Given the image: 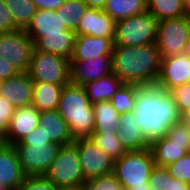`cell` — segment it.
<instances>
[{
  "label": "cell",
  "instance_id": "6da1fadb",
  "mask_svg": "<svg viewBox=\"0 0 190 190\" xmlns=\"http://www.w3.org/2000/svg\"><path fill=\"white\" fill-rule=\"evenodd\" d=\"M134 113L137 115L140 131L149 145L166 136L169 128L181 121V115L170 93L155 85L139 88Z\"/></svg>",
  "mask_w": 190,
  "mask_h": 190
},
{
  "label": "cell",
  "instance_id": "7a4b0ae2",
  "mask_svg": "<svg viewBox=\"0 0 190 190\" xmlns=\"http://www.w3.org/2000/svg\"><path fill=\"white\" fill-rule=\"evenodd\" d=\"M160 62L156 43L136 47L113 46L112 49V72L124 84L155 85Z\"/></svg>",
  "mask_w": 190,
  "mask_h": 190
},
{
  "label": "cell",
  "instance_id": "3957f363",
  "mask_svg": "<svg viewBox=\"0 0 190 190\" xmlns=\"http://www.w3.org/2000/svg\"><path fill=\"white\" fill-rule=\"evenodd\" d=\"M57 111L68 123L75 139L88 138L93 134L94 110L83 86L71 82L65 85L61 92Z\"/></svg>",
  "mask_w": 190,
  "mask_h": 190
},
{
  "label": "cell",
  "instance_id": "277c9868",
  "mask_svg": "<svg viewBox=\"0 0 190 190\" xmlns=\"http://www.w3.org/2000/svg\"><path fill=\"white\" fill-rule=\"evenodd\" d=\"M14 147L23 173L26 176H39L47 173L61 146L51 142L37 127Z\"/></svg>",
  "mask_w": 190,
  "mask_h": 190
},
{
  "label": "cell",
  "instance_id": "5b68a950",
  "mask_svg": "<svg viewBox=\"0 0 190 190\" xmlns=\"http://www.w3.org/2000/svg\"><path fill=\"white\" fill-rule=\"evenodd\" d=\"M155 166L150 148L141 151L124 153L114 160L116 178L124 190L139 186H149L148 181L153 167Z\"/></svg>",
  "mask_w": 190,
  "mask_h": 190
},
{
  "label": "cell",
  "instance_id": "8992f818",
  "mask_svg": "<svg viewBox=\"0 0 190 190\" xmlns=\"http://www.w3.org/2000/svg\"><path fill=\"white\" fill-rule=\"evenodd\" d=\"M158 21L144 11L116 22L114 46H144L156 43Z\"/></svg>",
  "mask_w": 190,
  "mask_h": 190
},
{
  "label": "cell",
  "instance_id": "52a82bcc",
  "mask_svg": "<svg viewBox=\"0 0 190 190\" xmlns=\"http://www.w3.org/2000/svg\"><path fill=\"white\" fill-rule=\"evenodd\" d=\"M45 176L59 189L84 185L85 178L75 143L60 147Z\"/></svg>",
  "mask_w": 190,
  "mask_h": 190
},
{
  "label": "cell",
  "instance_id": "ba28073f",
  "mask_svg": "<svg viewBox=\"0 0 190 190\" xmlns=\"http://www.w3.org/2000/svg\"><path fill=\"white\" fill-rule=\"evenodd\" d=\"M149 148L155 165L166 167L177 162L190 153V137L186 125L182 121L173 124L166 136L152 142Z\"/></svg>",
  "mask_w": 190,
  "mask_h": 190
},
{
  "label": "cell",
  "instance_id": "9c48e42d",
  "mask_svg": "<svg viewBox=\"0 0 190 190\" xmlns=\"http://www.w3.org/2000/svg\"><path fill=\"white\" fill-rule=\"evenodd\" d=\"M28 73L33 81L67 85L71 82L70 59L34 49Z\"/></svg>",
  "mask_w": 190,
  "mask_h": 190
},
{
  "label": "cell",
  "instance_id": "30bf717a",
  "mask_svg": "<svg viewBox=\"0 0 190 190\" xmlns=\"http://www.w3.org/2000/svg\"><path fill=\"white\" fill-rule=\"evenodd\" d=\"M190 34V15L158 21L156 45L160 57L184 54Z\"/></svg>",
  "mask_w": 190,
  "mask_h": 190
},
{
  "label": "cell",
  "instance_id": "8fae6325",
  "mask_svg": "<svg viewBox=\"0 0 190 190\" xmlns=\"http://www.w3.org/2000/svg\"><path fill=\"white\" fill-rule=\"evenodd\" d=\"M35 47L26 30L18 29L0 34V57L20 72H28Z\"/></svg>",
  "mask_w": 190,
  "mask_h": 190
},
{
  "label": "cell",
  "instance_id": "7c38bea8",
  "mask_svg": "<svg viewBox=\"0 0 190 190\" xmlns=\"http://www.w3.org/2000/svg\"><path fill=\"white\" fill-rule=\"evenodd\" d=\"M81 162L85 182L107 175L114 170V159L88 138H77L74 141Z\"/></svg>",
  "mask_w": 190,
  "mask_h": 190
},
{
  "label": "cell",
  "instance_id": "4fadbf2b",
  "mask_svg": "<svg viewBox=\"0 0 190 190\" xmlns=\"http://www.w3.org/2000/svg\"><path fill=\"white\" fill-rule=\"evenodd\" d=\"M186 83H190V57L186 54H179L161 58L155 86L169 92Z\"/></svg>",
  "mask_w": 190,
  "mask_h": 190
},
{
  "label": "cell",
  "instance_id": "5bb4252c",
  "mask_svg": "<svg viewBox=\"0 0 190 190\" xmlns=\"http://www.w3.org/2000/svg\"><path fill=\"white\" fill-rule=\"evenodd\" d=\"M112 73V55L97 56L89 60H70V81L85 85Z\"/></svg>",
  "mask_w": 190,
  "mask_h": 190
},
{
  "label": "cell",
  "instance_id": "9a60e30c",
  "mask_svg": "<svg viewBox=\"0 0 190 190\" xmlns=\"http://www.w3.org/2000/svg\"><path fill=\"white\" fill-rule=\"evenodd\" d=\"M116 21L104 10L87 8L82 16L76 35H91L94 37H115Z\"/></svg>",
  "mask_w": 190,
  "mask_h": 190
},
{
  "label": "cell",
  "instance_id": "2e32d148",
  "mask_svg": "<svg viewBox=\"0 0 190 190\" xmlns=\"http://www.w3.org/2000/svg\"><path fill=\"white\" fill-rule=\"evenodd\" d=\"M40 111L33 105L15 108L3 143L14 145L39 125Z\"/></svg>",
  "mask_w": 190,
  "mask_h": 190
},
{
  "label": "cell",
  "instance_id": "e0dca14e",
  "mask_svg": "<svg viewBox=\"0 0 190 190\" xmlns=\"http://www.w3.org/2000/svg\"><path fill=\"white\" fill-rule=\"evenodd\" d=\"M0 95L8 100L15 108L32 105L33 80L28 72L2 81Z\"/></svg>",
  "mask_w": 190,
  "mask_h": 190
},
{
  "label": "cell",
  "instance_id": "ac0fdd59",
  "mask_svg": "<svg viewBox=\"0 0 190 190\" xmlns=\"http://www.w3.org/2000/svg\"><path fill=\"white\" fill-rule=\"evenodd\" d=\"M25 177L14 145L2 142L0 144V184L8 190H17Z\"/></svg>",
  "mask_w": 190,
  "mask_h": 190
},
{
  "label": "cell",
  "instance_id": "d6986e66",
  "mask_svg": "<svg viewBox=\"0 0 190 190\" xmlns=\"http://www.w3.org/2000/svg\"><path fill=\"white\" fill-rule=\"evenodd\" d=\"M38 127L46 138L60 146L69 145L75 141L68 123L57 110L40 112Z\"/></svg>",
  "mask_w": 190,
  "mask_h": 190
},
{
  "label": "cell",
  "instance_id": "ffe728a7",
  "mask_svg": "<svg viewBox=\"0 0 190 190\" xmlns=\"http://www.w3.org/2000/svg\"><path fill=\"white\" fill-rule=\"evenodd\" d=\"M35 43L45 35L62 34L69 30L55 10L37 9L30 25L25 29Z\"/></svg>",
  "mask_w": 190,
  "mask_h": 190
},
{
  "label": "cell",
  "instance_id": "44dd1931",
  "mask_svg": "<svg viewBox=\"0 0 190 190\" xmlns=\"http://www.w3.org/2000/svg\"><path fill=\"white\" fill-rule=\"evenodd\" d=\"M114 37L76 35L74 52L70 60H89L97 56L112 55Z\"/></svg>",
  "mask_w": 190,
  "mask_h": 190
},
{
  "label": "cell",
  "instance_id": "7402d4cb",
  "mask_svg": "<svg viewBox=\"0 0 190 190\" xmlns=\"http://www.w3.org/2000/svg\"><path fill=\"white\" fill-rule=\"evenodd\" d=\"M117 137L127 152L149 148L137 122V115L125 112L120 115Z\"/></svg>",
  "mask_w": 190,
  "mask_h": 190
},
{
  "label": "cell",
  "instance_id": "603a6c76",
  "mask_svg": "<svg viewBox=\"0 0 190 190\" xmlns=\"http://www.w3.org/2000/svg\"><path fill=\"white\" fill-rule=\"evenodd\" d=\"M76 34L74 31H62V34L45 35L35 43V50L71 59L74 52Z\"/></svg>",
  "mask_w": 190,
  "mask_h": 190
},
{
  "label": "cell",
  "instance_id": "cb8c5ba5",
  "mask_svg": "<svg viewBox=\"0 0 190 190\" xmlns=\"http://www.w3.org/2000/svg\"><path fill=\"white\" fill-rule=\"evenodd\" d=\"M123 84L120 78L112 72L96 81H91L83 85V87L89 101L94 104L97 102L110 101L113 94L116 93Z\"/></svg>",
  "mask_w": 190,
  "mask_h": 190
},
{
  "label": "cell",
  "instance_id": "d4e9b609",
  "mask_svg": "<svg viewBox=\"0 0 190 190\" xmlns=\"http://www.w3.org/2000/svg\"><path fill=\"white\" fill-rule=\"evenodd\" d=\"M64 86L49 82L33 81L32 105L40 112L57 110Z\"/></svg>",
  "mask_w": 190,
  "mask_h": 190
},
{
  "label": "cell",
  "instance_id": "484cf974",
  "mask_svg": "<svg viewBox=\"0 0 190 190\" xmlns=\"http://www.w3.org/2000/svg\"><path fill=\"white\" fill-rule=\"evenodd\" d=\"M95 126L93 133H117L120 115L110 101L92 104Z\"/></svg>",
  "mask_w": 190,
  "mask_h": 190
},
{
  "label": "cell",
  "instance_id": "4316f807",
  "mask_svg": "<svg viewBox=\"0 0 190 190\" xmlns=\"http://www.w3.org/2000/svg\"><path fill=\"white\" fill-rule=\"evenodd\" d=\"M116 22L147 11L146 0H107L103 9Z\"/></svg>",
  "mask_w": 190,
  "mask_h": 190
},
{
  "label": "cell",
  "instance_id": "83f0119b",
  "mask_svg": "<svg viewBox=\"0 0 190 190\" xmlns=\"http://www.w3.org/2000/svg\"><path fill=\"white\" fill-rule=\"evenodd\" d=\"M147 11L157 21L188 15L183 0H146Z\"/></svg>",
  "mask_w": 190,
  "mask_h": 190
},
{
  "label": "cell",
  "instance_id": "f1b7e54d",
  "mask_svg": "<svg viewBox=\"0 0 190 190\" xmlns=\"http://www.w3.org/2000/svg\"><path fill=\"white\" fill-rule=\"evenodd\" d=\"M87 8L82 0H65L57 10V14L69 30L75 31Z\"/></svg>",
  "mask_w": 190,
  "mask_h": 190
},
{
  "label": "cell",
  "instance_id": "f546056e",
  "mask_svg": "<svg viewBox=\"0 0 190 190\" xmlns=\"http://www.w3.org/2000/svg\"><path fill=\"white\" fill-rule=\"evenodd\" d=\"M5 2L12 13L15 24L25 30L36 13L35 4L32 0H5Z\"/></svg>",
  "mask_w": 190,
  "mask_h": 190
},
{
  "label": "cell",
  "instance_id": "4dcf8cb0",
  "mask_svg": "<svg viewBox=\"0 0 190 190\" xmlns=\"http://www.w3.org/2000/svg\"><path fill=\"white\" fill-rule=\"evenodd\" d=\"M141 86L135 84H123L116 93L113 94L110 102L119 114L133 112L137 92Z\"/></svg>",
  "mask_w": 190,
  "mask_h": 190
},
{
  "label": "cell",
  "instance_id": "1f68e13d",
  "mask_svg": "<svg viewBox=\"0 0 190 190\" xmlns=\"http://www.w3.org/2000/svg\"><path fill=\"white\" fill-rule=\"evenodd\" d=\"M90 138L114 160L127 152L118 139L117 133H93Z\"/></svg>",
  "mask_w": 190,
  "mask_h": 190
},
{
  "label": "cell",
  "instance_id": "d6a6232c",
  "mask_svg": "<svg viewBox=\"0 0 190 190\" xmlns=\"http://www.w3.org/2000/svg\"><path fill=\"white\" fill-rule=\"evenodd\" d=\"M148 185L151 190H172L173 177L165 166L155 165L151 171Z\"/></svg>",
  "mask_w": 190,
  "mask_h": 190
},
{
  "label": "cell",
  "instance_id": "836d02e7",
  "mask_svg": "<svg viewBox=\"0 0 190 190\" xmlns=\"http://www.w3.org/2000/svg\"><path fill=\"white\" fill-rule=\"evenodd\" d=\"M83 186L85 190H124L113 172L90 179Z\"/></svg>",
  "mask_w": 190,
  "mask_h": 190
},
{
  "label": "cell",
  "instance_id": "e575fe53",
  "mask_svg": "<svg viewBox=\"0 0 190 190\" xmlns=\"http://www.w3.org/2000/svg\"><path fill=\"white\" fill-rule=\"evenodd\" d=\"M166 168L174 179L190 185V153L181 157L177 162L167 165Z\"/></svg>",
  "mask_w": 190,
  "mask_h": 190
},
{
  "label": "cell",
  "instance_id": "d590c367",
  "mask_svg": "<svg viewBox=\"0 0 190 190\" xmlns=\"http://www.w3.org/2000/svg\"><path fill=\"white\" fill-rule=\"evenodd\" d=\"M180 115L190 112V83L177 86L169 91Z\"/></svg>",
  "mask_w": 190,
  "mask_h": 190
},
{
  "label": "cell",
  "instance_id": "8d00e7d4",
  "mask_svg": "<svg viewBox=\"0 0 190 190\" xmlns=\"http://www.w3.org/2000/svg\"><path fill=\"white\" fill-rule=\"evenodd\" d=\"M17 190H59V188L45 175L26 176Z\"/></svg>",
  "mask_w": 190,
  "mask_h": 190
},
{
  "label": "cell",
  "instance_id": "74e56055",
  "mask_svg": "<svg viewBox=\"0 0 190 190\" xmlns=\"http://www.w3.org/2000/svg\"><path fill=\"white\" fill-rule=\"evenodd\" d=\"M15 107L0 95V138L3 139L9 129V124Z\"/></svg>",
  "mask_w": 190,
  "mask_h": 190
},
{
  "label": "cell",
  "instance_id": "f35d334b",
  "mask_svg": "<svg viewBox=\"0 0 190 190\" xmlns=\"http://www.w3.org/2000/svg\"><path fill=\"white\" fill-rule=\"evenodd\" d=\"M18 29L20 28L15 24L12 13L7 7L5 0H0V34Z\"/></svg>",
  "mask_w": 190,
  "mask_h": 190
},
{
  "label": "cell",
  "instance_id": "ab89813d",
  "mask_svg": "<svg viewBox=\"0 0 190 190\" xmlns=\"http://www.w3.org/2000/svg\"><path fill=\"white\" fill-rule=\"evenodd\" d=\"M20 73V71L13 66L10 62L0 57V80H6Z\"/></svg>",
  "mask_w": 190,
  "mask_h": 190
},
{
  "label": "cell",
  "instance_id": "60d3db41",
  "mask_svg": "<svg viewBox=\"0 0 190 190\" xmlns=\"http://www.w3.org/2000/svg\"><path fill=\"white\" fill-rule=\"evenodd\" d=\"M37 9H47L57 11L65 0H32Z\"/></svg>",
  "mask_w": 190,
  "mask_h": 190
},
{
  "label": "cell",
  "instance_id": "b9f144b4",
  "mask_svg": "<svg viewBox=\"0 0 190 190\" xmlns=\"http://www.w3.org/2000/svg\"><path fill=\"white\" fill-rule=\"evenodd\" d=\"M89 8L103 10L107 0H82Z\"/></svg>",
  "mask_w": 190,
  "mask_h": 190
},
{
  "label": "cell",
  "instance_id": "7bdbcfd3",
  "mask_svg": "<svg viewBox=\"0 0 190 190\" xmlns=\"http://www.w3.org/2000/svg\"><path fill=\"white\" fill-rule=\"evenodd\" d=\"M172 190H189V184L173 178V189Z\"/></svg>",
  "mask_w": 190,
  "mask_h": 190
},
{
  "label": "cell",
  "instance_id": "ee69618b",
  "mask_svg": "<svg viewBox=\"0 0 190 190\" xmlns=\"http://www.w3.org/2000/svg\"><path fill=\"white\" fill-rule=\"evenodd\" d=\"M181 121L186 125L190 137V112H186L183 115H181Z\"/></svg>",
  "mask_w": 190,
  "mask_h": 190
},
{
  "label": "cell",
  "instance_id": "f6af8a7d",
  "mask_svg": "<svg viewBox=\"0 0 190 190\" xmlns=\"http://www.w3.org/2000/svg\"><path fill=\"white\" fill-rule=\"evenodd\" d=\"M184 54H186L190 57V34H189L188 39L185 44Z\"/></svg>",
  "mask_w": 190,
  "mask_h": 190
},
{
  "label": "cell",
  "instance_id": "bcb514c9",
  "mask_svg": "<svg viewBox=\"0 0 190 190\" xmlns=\"http://www.w3.org/2000/svg\"><path fill=\"white\" fill-rule=\"evenodd\" d=\"M59 190H85L84 186L60 188Z\"/></svg>",
  "mask_w": 190,
  "mask_h": 190
},
{
  "label": "cell",
  "instance_id": "7dc6e473",
  "mask_svg": "<svg viewBox=\"0 0 190 190\" xmlns=\"http://www.w3.org/2000/svg\"><path fill=\"white\" fill-rule=\"evenodd\" d=\"M183 1H184L186 12L188 15H190V0H183Z\"/></svg>",
  "mask_w": 190,
  "mask_h": 190
},
{
  "label": "cell",
  "instance_id": "c3c4849f",
  "mask_svg": "<svg viewBox=\"0 0 190 190\" xmlns=\"http://www.w3.org/2000/svg\"><path fill=\"white\" fill-rule=\"evenodd\" d=\"M128 190H151V189L149 188V186H139V187L131 188Z\"/></svg>",
  "mask_w": 190,
  "mask_h": 190
},
{
  "label": "cell",
  "instance_id": "681fc988",
  "mask_svg": "<svg viewBox=\"0 0 190 190\" xmlns=\"http://www.w3.org/2000/svg\"><path fill=\"white\" fill-rule=\"evenodd\" d=\"M0 190H8V189L4 187L2 184H0Z\"/></svg>",
  "mask_w": 190,
  "mask_h": 190
}]
</instances>
